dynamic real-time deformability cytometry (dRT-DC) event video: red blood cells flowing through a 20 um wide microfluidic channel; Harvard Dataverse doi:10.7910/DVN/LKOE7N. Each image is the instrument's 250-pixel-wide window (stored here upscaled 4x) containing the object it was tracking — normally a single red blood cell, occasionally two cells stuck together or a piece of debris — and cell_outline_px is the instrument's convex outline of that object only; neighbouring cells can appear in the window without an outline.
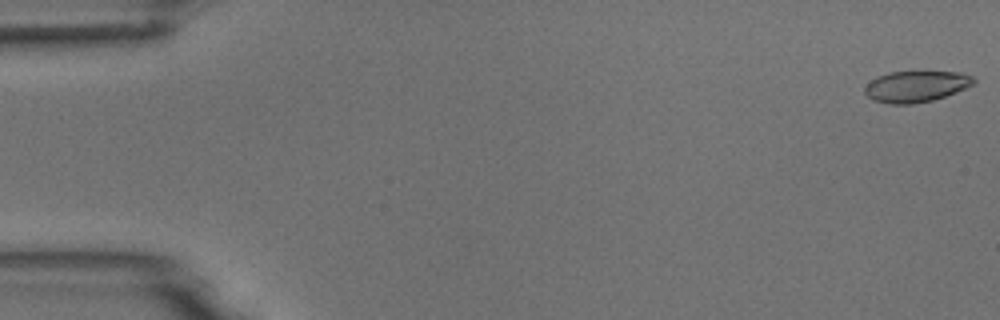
{"species": "common noctule bat (a hibernating species)", "species_latin": "Nyctalus noctula", "temperature_condition": "room temperature", "stored_images_in_passage": 55, "camera_frame_rate_fps": 3000, "um_per_image_px": 0.085, "animal": {"sex": "male", "body_mass_g": 18.8}, "frame": {"image": 1, "passage_image": 1, "time_ms": 0.0, "image_size_px": [1000, 320], "cell_outline_px": [[976, 80], [972, 84], [964, 88], [944, 96], [932, 100], [912, 104], [892, 104], [872, 100], [864, 92], [864, 88], [876, 76], [888, 72], [960, 72], [972, 76]], "centroid_in_image_um": [77.82, 7.34], "position_along_channel_um": 7.2, "area_um2": 19.54}}
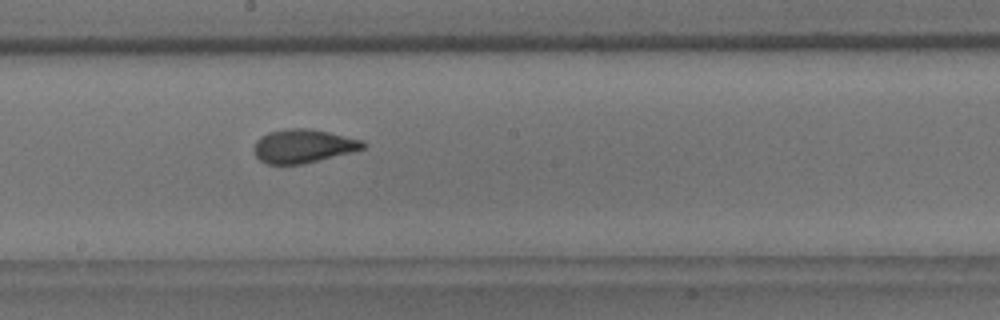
{"frame": {"image": 2, "passage_image": 30, "time_ms": 9.667, "image_size_px": [1000, 320], "cell_outline_px": [[368, 144], [364, 148], [352, 152], [300, 164], [268, 164], [260, 160], [256, 156], [252, 148], [256, 140], [260, 136], [268, 132], [284, 128], [312, 128], [364, 140]], "centroid_in_image_um": [25.76, 12.39], "position_along_channel_um": 222.4, "area_um2": 21.56}}
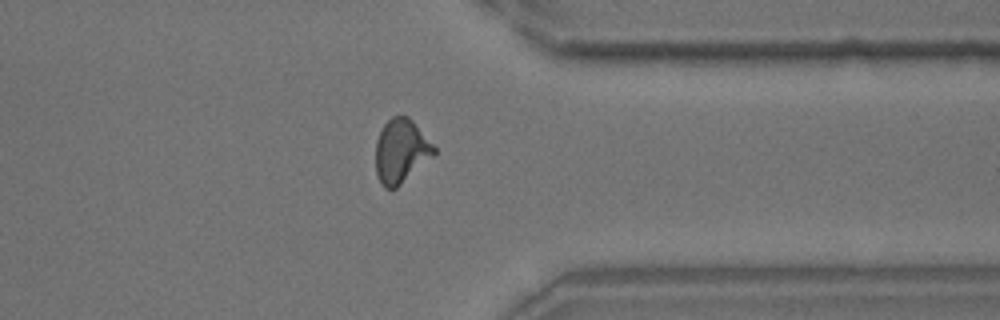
{"frame": {"image": 3, "passage_image": 43, "time_ms": 14.0, "image_size_px": [1000, 320], "cell_outline_px": [[436, 152], [432, 156], [396, 188], [384, 188], [380, 184], [376, 172], [376, 140], [384, 124], [392, 116], [408, 116], [412, 120], [436, 148]], "centroid_in_image_um": [34.06, 12.84], "position_along_channel_um": 377.3, "area_um2": 21.39}, "authors_computed_cell_mechanics": {"area_um2": 21.097, "velocity_mm_per_s": 3.7061, "shape_relaxation_time_tau1_ms": 4.2436, "shape_relaxation_time_tau2_ms": 1.028, "deformation_change_tau1": 0.1563, "deformation_change_tau2": 0.0714}}